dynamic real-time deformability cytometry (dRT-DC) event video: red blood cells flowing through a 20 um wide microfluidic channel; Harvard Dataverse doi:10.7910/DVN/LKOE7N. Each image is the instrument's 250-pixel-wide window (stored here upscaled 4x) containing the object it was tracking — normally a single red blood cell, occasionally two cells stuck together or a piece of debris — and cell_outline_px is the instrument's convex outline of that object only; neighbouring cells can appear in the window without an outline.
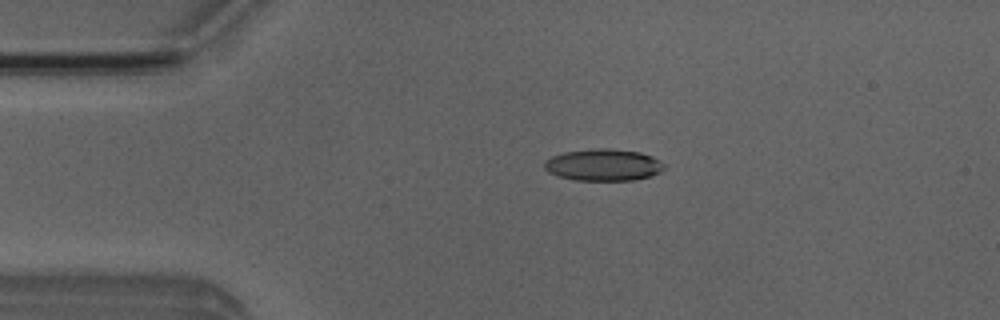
{"species": "Egyptian fruit bat (a non-hibernating species)", "species_latin": "Rousettus aegyptiacus", "temperature_condition": "room temperature", "stored_images_in_passage": 47, "camera_frame_rate_fps": 3000, "um_per_image_px": 0.085, "animal": {"sex": "male"}, "frame": {"image": 1, "passage_image": 6, "time_ms": 1.667, "image_size_px": [1000, 320], "cell_outline_px": [[664, 168], [660, 172], [652, 176], [632, 180], [576, 180], [560, 176], [548, 172], [544, 168], [544, 164], [552, 156], [564, 152], [596, 148], [608, 148], [640, 152], [652, 156], [664, 164]], "centroid_in_image_um": [51.31, 14.01], "position_along_channel_um": 33.7, "area_um2": 22.08}}
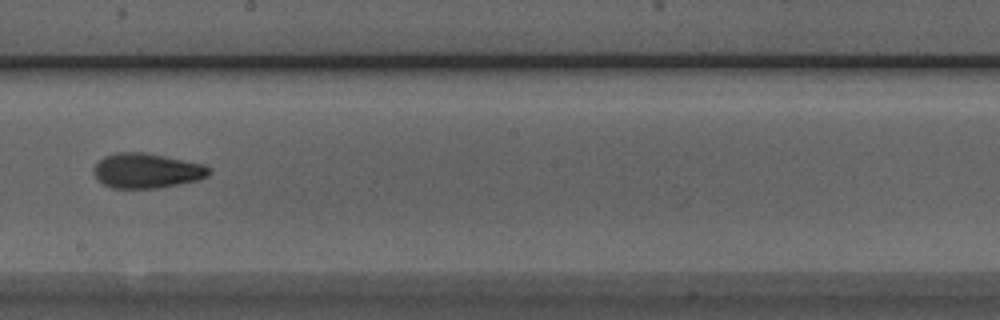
{"frame": {"image": 2, "passage_image": 24, "time_ms": 7.667, "image_size_px": [1000, 320], "cell_outline_px": [[212, 172], [208, 176], [200, 180], [156, 188], [112, 188], [104, 184], [92, 172], [92, 168], [104, 156], [116, 152], [144, 152], [204, 164]], "centroid_in_image_um": [12.47, 14.5], "position_along_channel_um": 235.7, "area_um2": 23.41}}
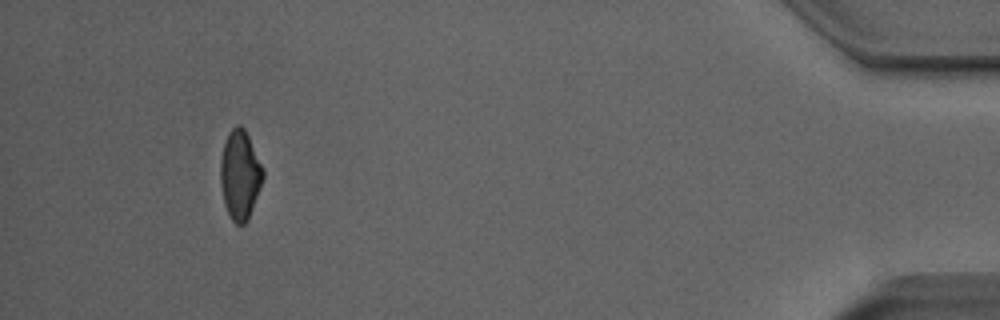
{"frame": {"image": 3, "passage_image": 43, "time_ms": 14.0, "image_size_px": [1000, 320], "cell_outline_px": [[264, 176], [248, 220], [244, 224], [236, 224], [232, 220], [224, 204], [220, 180], [220, 156], [228, 132], [236, 124], [240, 124], [244, 128], [264, 168]], "centroid_in_image_um": [20.39, 14.84], "position_along_channel_um": 414.8, "area_um2": 22.14}, "authors_computed_cell_mechanics": {"area_um2": 22.6576, "velocity_mm_per_s": 3.9912, "shape_relaxation_time_tau1_ms": 7.5672, "shape_relaxation_time_tau2_ms": 1.7917, "deformation_change_tau1": 0.2066, "deformation_change_tau2": 0.0797}}